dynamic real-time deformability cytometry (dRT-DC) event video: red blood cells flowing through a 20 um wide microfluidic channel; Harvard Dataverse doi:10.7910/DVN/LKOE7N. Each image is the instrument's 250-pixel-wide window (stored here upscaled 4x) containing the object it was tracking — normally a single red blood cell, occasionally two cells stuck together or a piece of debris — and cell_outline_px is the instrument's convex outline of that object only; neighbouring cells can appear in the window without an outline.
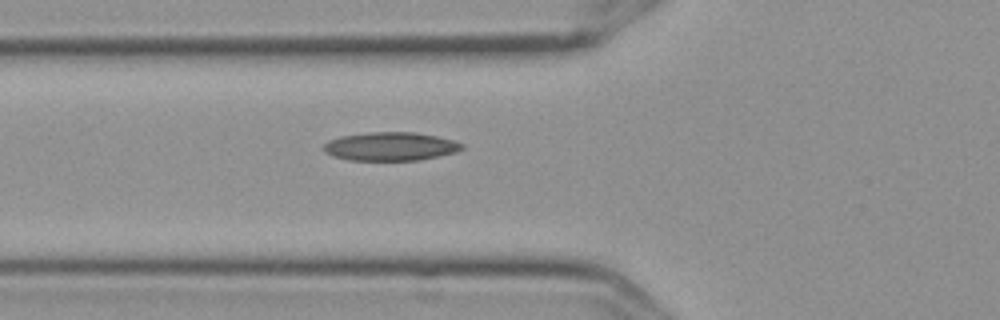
{"species": "Egyptian fruit bat (a non-hibernating species)", "species_latin": "Rousettus aegyptiacus", "temperature_condition": "cold", "stored_images_in_passage": 4, "camera_frame_rate_fps": 3000, "um_per_image_px": 0.085, "frame": {"image": 1, "passage_image": 4, "time_ms": 1.0, "image_size_px": [1000, 320], "cell_outline_px": [[464, 148], [456, 152], [420, 160], [348, 160], [332, 156], [324, 152], [324, 144], [328, 140], [340, 136], [368, 132], [416, 132], [436, 136], [452, 140], [464, 144]], "centroid_in_image_um": [33.17, 12.44], "position_along_channel_um": 92.6, "area_um2": 23.06}}